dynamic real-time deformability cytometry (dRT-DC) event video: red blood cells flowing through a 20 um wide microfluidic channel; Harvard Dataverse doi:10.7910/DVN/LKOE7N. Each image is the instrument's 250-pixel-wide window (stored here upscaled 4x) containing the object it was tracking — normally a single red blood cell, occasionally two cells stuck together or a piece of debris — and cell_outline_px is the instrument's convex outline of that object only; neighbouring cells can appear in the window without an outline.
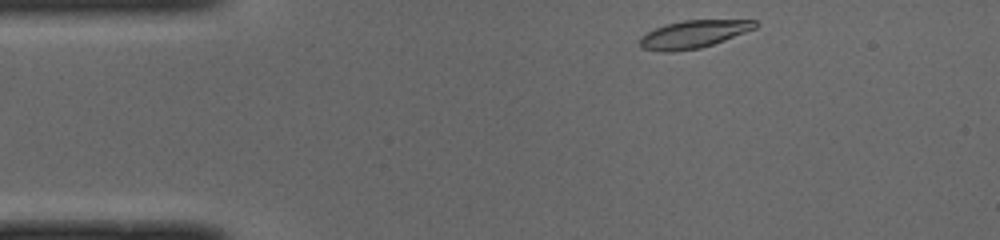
{"species": "common noctule bat (a hibernating species)", "species_latin": "Nyctalus noctula", "temperature_condition": "cold", "stored_images_in_passage": 43, "camera_frame_rate_fps": 3000, "um_per_image_px": 0.085, "animal": {"sex": "male", "body_mass_g": 19.0, "forearm_length_mm": 50.8}, "frame": {"image": 1, "passage_image": 1, "time_ms": 0.0, "image_size_px": [1000, 240], "cell_outline_px": [[756, 28], [724, 40], [700, 48], [672, 52], [660, 52], [644, 48], [640, 44], [640, 36], [656, 28], [668, 24], [684, 20], [756, 20]], "centroid_in_image_um": [58.94, 2.91], "position_along_channel_um": 26.1, "area_um2": 18.32}}
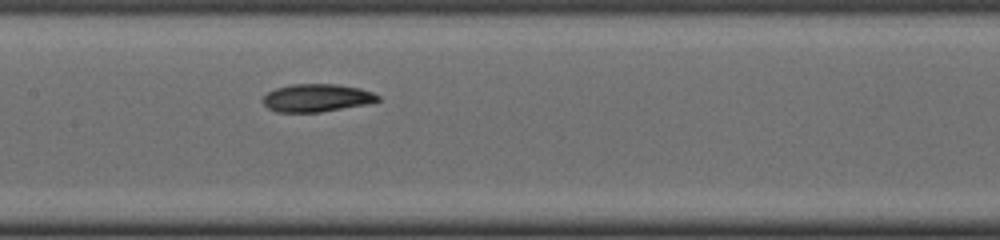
{"frame": {"image": 2, "passage_image": 17, "time_ms": 5.333, "image_size_px": [1000, 240], "cell_outline_px": [[380, 100], [364, 104], [320, 112], [276, 112], [268, 108], [264, 104], [264, 96], [268, 92], [276, 88], [292, 84], [336, 84], [360, 88], [372, 92], [380, 96]], "centroid_in_image_um": [26.91, 8.31], "position_along_channel_um": 180.5, "area_um2": 18.44}}
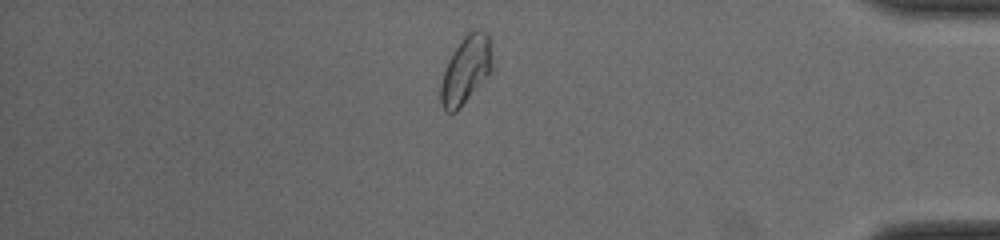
{"frame": {"image": 3, "passage_image": 36, "time_ms": 11.667, "image_size_px": [1000, 240], "cell_outline_px": [[492, 72], [460, 108], [456, 112], [448, 112], [440, 104], [440, 84], [448, 60], [460, 40], [472, 28], [476, 28], [488, 32], [492, 64]], "centroid_in_image_um": [39.6, 5.93], "position_along_channel_um": 395.6, "area_um2": 20.46}, "authors_computed_cell_mechanics": {"area_um2": 19.3052, "velocity_mm_per_s": 3.9636, "shape_relaxation_time_tau1_ms": 3.8592, "shape_relaxation_time_tau2_ms": 4.2982, "deformation_change_tau1": 0.154, "deformation_change_tau2": 0.0736}}